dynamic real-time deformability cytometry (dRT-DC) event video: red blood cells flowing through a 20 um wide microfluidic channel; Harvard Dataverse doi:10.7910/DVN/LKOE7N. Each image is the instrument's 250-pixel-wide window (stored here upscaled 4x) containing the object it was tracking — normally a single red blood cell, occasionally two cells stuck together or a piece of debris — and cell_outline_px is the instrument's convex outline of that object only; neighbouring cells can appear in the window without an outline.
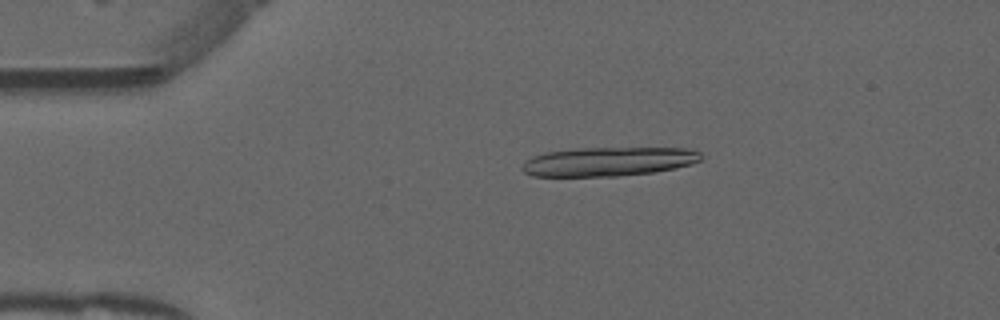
{"species": "common noctule bat (a hibernating species)", "species_latin": "Nyctalus noctula", "temperature_condition": "warm", "stored_images_in_passage": 17, "camera_frame_rate_fps": 3000, "um_per_image_px": 0.085, "animal": {"sex": "male", "forearm_length_mm": 52.5}, "frame": {"image": 1, "passage_image": 10, "time_ms": 3.0, "image_size_px": [1000, 320], "cell_outline_px": [[700, 160], [692, 164], [676, 168], [652, 172], [616, 176], [532, 176], [524, 172], [520, 168], [524, 160], [532, 156], [548, 152], [576, 148], [692, 148], [700, 152]], "centroid_in_image_um": [51.69, 13.73], "position_along_channel_um": 33.3, "area_um2": 30.35}}